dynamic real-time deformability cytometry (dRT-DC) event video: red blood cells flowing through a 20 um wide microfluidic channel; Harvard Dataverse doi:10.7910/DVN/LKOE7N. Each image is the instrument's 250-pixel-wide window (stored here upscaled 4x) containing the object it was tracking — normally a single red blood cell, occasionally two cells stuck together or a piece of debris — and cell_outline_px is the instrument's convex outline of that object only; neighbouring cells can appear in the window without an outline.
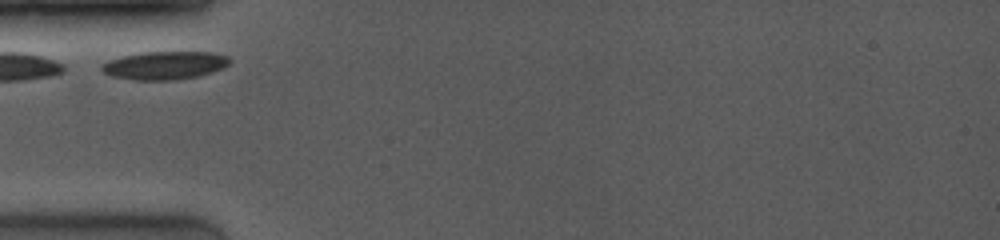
{"species": "common noctule bat (a hibernating species)", "species_latin": "Nyctalus noctula", "temperature_condition": "room temperature", "stored_images_in_passage": 34, "camera_frame_rate_fps": 4000, "um_per_image_px": 0.085, "animal": {"sex": "female", "body_mass_g": 19.0, "forearm_length_mm": 53.3}, "frame": {"image": 1, "passage_image": 1, "time_ms": 0.0, "image_size_px": [1000, 240], "cell_outline_px": [[232, 60], [224, 68], [200, 76], [176, 80], [132, 80], [112, 76], [104, 72], [100, 68], [100, 64], [108, 60], [140, 52], [212, 52], [228, 56]], "centroid_in_image_um": [14.01, 5.56], "position_along_channel_um": 71.0, "area_um2": 21.21}}